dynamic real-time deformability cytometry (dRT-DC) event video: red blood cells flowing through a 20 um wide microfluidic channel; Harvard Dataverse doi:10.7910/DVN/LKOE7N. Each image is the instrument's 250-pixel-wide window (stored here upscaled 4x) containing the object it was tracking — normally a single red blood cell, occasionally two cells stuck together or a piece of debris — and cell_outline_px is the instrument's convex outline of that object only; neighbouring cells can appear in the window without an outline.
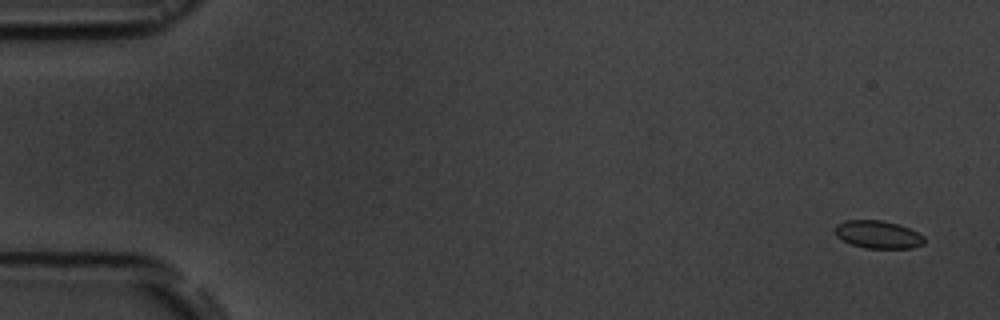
{"species": "common noctule bat (a hibernating species)", "species_latin": "Nyctalus noctula", "temperature_condition": "room temperature", "stored_images_in_passage": 5, "camera_frame_rate_fps": 3000, "um_per_image_px": 0.085, "animal": {"sex": "male", "body_mass_g": 19.5, "forearm_length_mm": 54.6}, "frame": {"image": 1, "passage_image": 1, "time_ms": 0.0, "image_size_px": [1000, 320], "cell_outline_px": [[924, 244], [912, 248], [864, 248], [852, 244], [836, 236], [836, 224], [844, 220], [880, 220], [896, 224], [908, 228], [924, 236]], "centroid_in_image_um": [74.63, 19.93], "position_along_channel_um": 10.4, "area_um2": 14.28}}
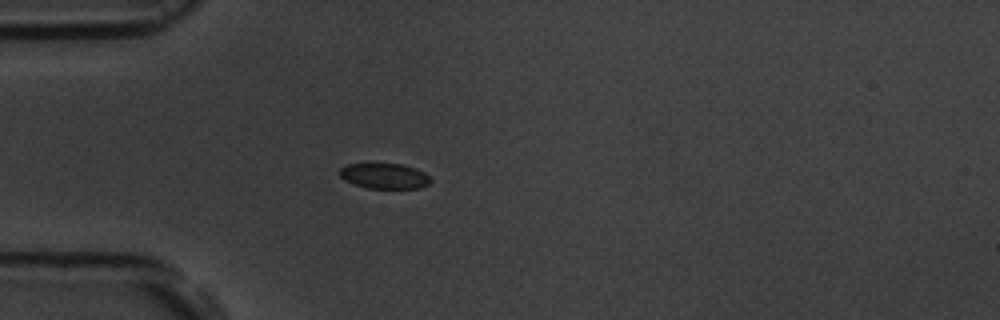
{"frame": {"image": 2, "passage_image": 4, "time_ms": 4.667, "image_size_px": [1000, 320], "cell_outline_px": [[432, 180], [428, 184], [420, 188], [368, 188], [352, 184], [344, 180], [340, 176], [340, 168], [348, 164], [400, 164], [424, 172]], "centroid_in_image_um": [32.65, 14.97], "position_along_channel_um": 52.3, "area_um2": 13.29}}